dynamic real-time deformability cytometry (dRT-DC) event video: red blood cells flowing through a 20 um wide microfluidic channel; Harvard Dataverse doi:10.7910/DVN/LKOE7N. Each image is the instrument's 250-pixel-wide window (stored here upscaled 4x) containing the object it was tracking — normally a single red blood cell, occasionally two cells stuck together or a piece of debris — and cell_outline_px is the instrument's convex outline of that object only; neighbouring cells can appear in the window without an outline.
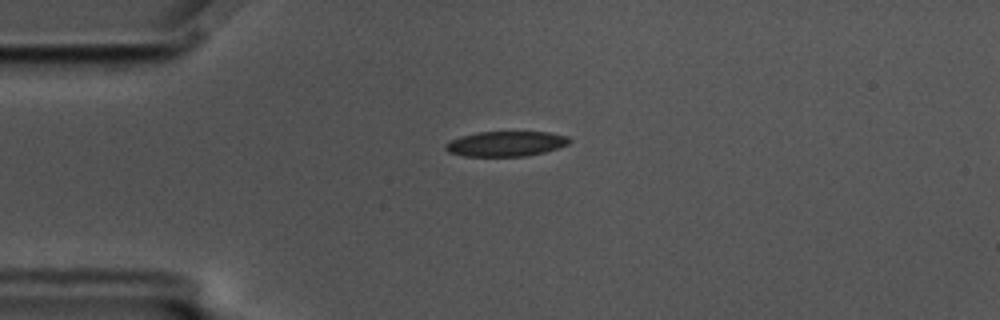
{"species": "common noctule bat (a hibernating species)", "species_latin": "Nyctalus noctula", "temperature_condition": "cold", "stored_images_in_passage": 28, "camera_frame_rate_fps": 3000, "um_per_image_px": 0.085, "animal": {"sex": "male", "body_mass_g": 17.5, "forearm_length_mm": 52.3}, "frame": {"image": 1, "passage_image": 2, "time_ms": 0.333, "image_size_px": [1000, 320], "cell_outline_px": [[572, 140], [568, 144], [544, 152], [524, 156], [464, 156], [448, 152], [444, 148], [444, 144], [460, 136], [476, 132], [548, 132], [568, 136]], "centroid_in_image_um": [42.98, 12.21], "position_along_channel_um": 42.0, "area_um2": 18.09}}
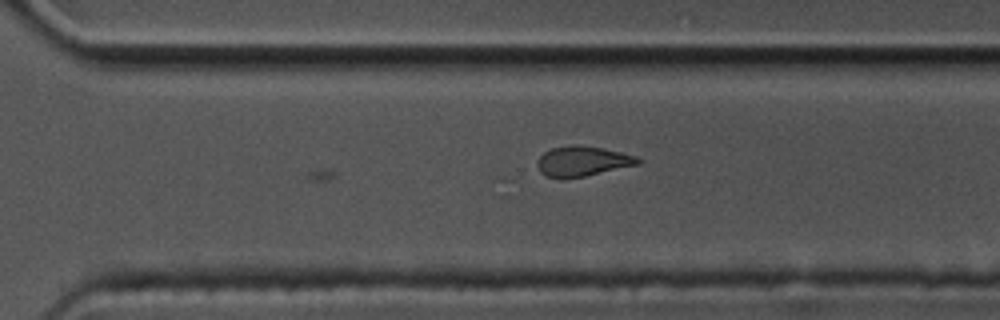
{"frame": {"image": 2, "passage_image": 28, "time_ms": 9.0, "image_size_px": [1000, 320], "cell_outline_px": [[640, 164], [584, 176], [560, 180], [544, 176], [540, 172], [536, 164], [540, 156], [544, 152], [552, 148], [572, 144], [580, 144], [604, 148], [636, 156], [640, 160]], "centroid_in_image_um": [49.46, 13.71], "position_along_channel_um": 321.1, "area_um2": 17.92}}